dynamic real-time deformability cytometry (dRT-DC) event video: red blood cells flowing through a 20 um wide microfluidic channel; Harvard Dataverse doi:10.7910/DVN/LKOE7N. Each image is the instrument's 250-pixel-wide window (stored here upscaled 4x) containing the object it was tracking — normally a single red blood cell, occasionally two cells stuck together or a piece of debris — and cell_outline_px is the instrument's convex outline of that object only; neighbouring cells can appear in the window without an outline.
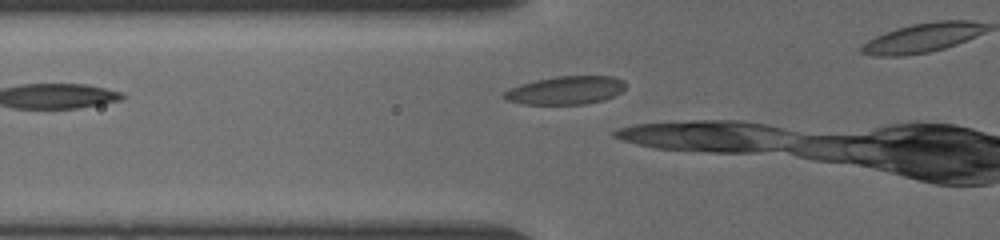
{"species": "common noctule bat (a hibernating species)", "species_latin": "Nyctalus noctula", "temperature_condition": "cold", "stored_images_in_passage": 10, "camera_frame_rate_fps": 3000, "um_per_image_px": 0.085, "animal": {"sex": "female", "body_mass_g": 19.5, "forearm_length_mm": 54.1}, "frame": {"image": 1, "passage_image": 7, "time_ms": 2.667, "image_size_px": [1000, 240], "cell_outline_px": [[628, 84], [620, 92], [604, 100], [588, 104], [524, 104], [504, 100], [500, 96], [504, 92], [520, 84], [536, 80], [556, 76], [612, 76], [624, 80]], "centroid_in_image_um": [48.08, 7.67], "position_along_channel_um": 77.7, "area_um2": 20.11}}